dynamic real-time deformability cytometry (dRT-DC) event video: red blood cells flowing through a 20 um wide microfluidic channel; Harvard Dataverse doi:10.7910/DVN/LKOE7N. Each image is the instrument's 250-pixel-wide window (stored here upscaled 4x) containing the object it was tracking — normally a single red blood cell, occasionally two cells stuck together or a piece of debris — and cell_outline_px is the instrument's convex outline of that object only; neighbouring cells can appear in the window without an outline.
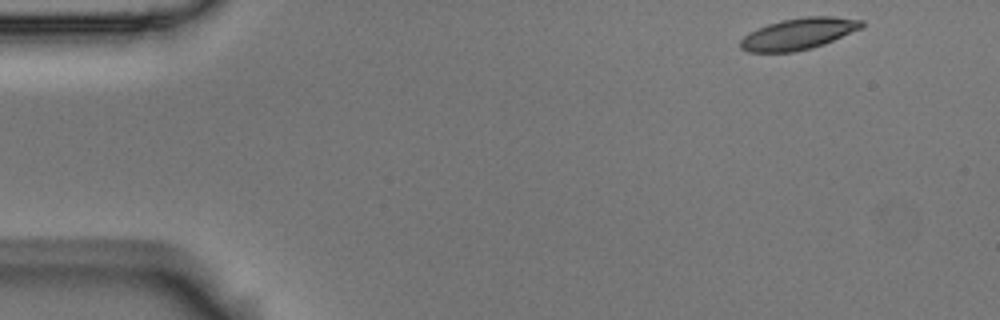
{"species": "Egyptian fruit bat (a non-hibernating species)", "species_latin": "Rousettus aegyptiacus", "temperature_condition": "room temperature", "stored_images_in_passage": 4, "camera_frame_rate_fps": 3000, "um_per_image_px": 0.085, "animal": {"sex": "male"}, "frame": {"image": 1, "passage_image": 1, "time_ms": 0.0, "image_size_px": [1000, 320], "cell_outline_px": [[864, 24], [860, 28], [824, 44], [812, 48], [792, 52], [748, 52], [740, 48], [740, 40], [744, 36], [768, 24], [780, 20], [808, 16], [832, 16], [864, 20]], "centroid_in_image_um": [67.87, 2.87], "position_along_channel_um": 17.1, "area_um2": 21.96}}
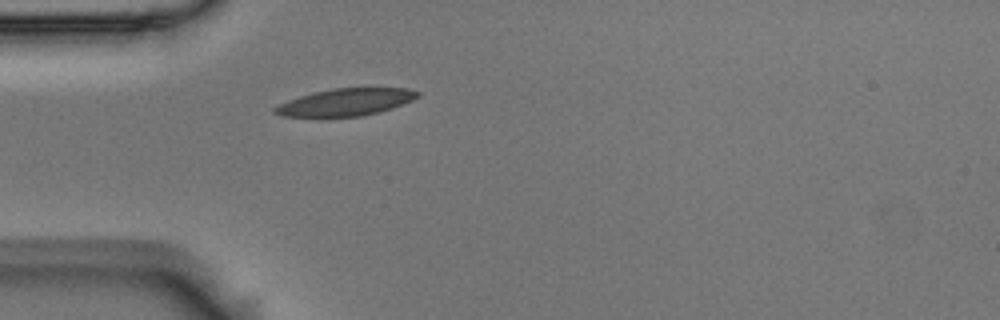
{"frame": {"image": 2, "passage_image": 4, "time_ms": 1.0, "image_size_px": [1000, 320], "cell_outline_px": [[420, 96], [412, 100], [392, 108], [360, 116], [280, 116], [272, 112], [272, 108], [288, 100], [312, 92], [332, 88], [408, 88], [420, 92]], "centroid_in_image_um": [29.37, 8.67], "position_along_channel_um": 55.6, "area_um2": 22.43}}